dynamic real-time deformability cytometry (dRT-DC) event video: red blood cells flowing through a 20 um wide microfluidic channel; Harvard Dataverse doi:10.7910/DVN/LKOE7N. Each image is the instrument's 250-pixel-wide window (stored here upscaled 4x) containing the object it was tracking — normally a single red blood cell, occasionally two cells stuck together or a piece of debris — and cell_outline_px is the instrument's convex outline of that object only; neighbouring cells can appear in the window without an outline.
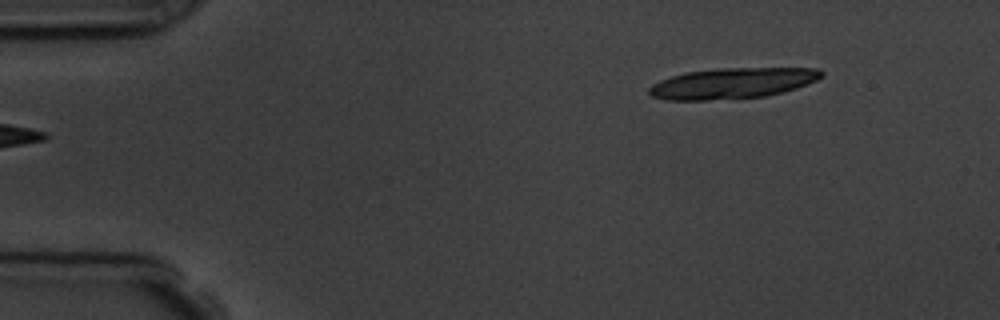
{"species": "common noctule bat (a hibernating species)", "species_latin": "Nyctalus noctula", "temperature_condition": "room temperature", "stored_images_in_passage": 7, "segment_of_instrument_passage": [2, 2], "camera_frame_rate_fps": 3000, "um_per_image_px": 0.085, "animal": {"sex": "male", "body_mass_g": 19.5, "forearm_length_mm": 54.6}, "frame": {"image": 1, "passage_image": 7, "time_ms": 7.667, "image_size_px": [1000, 320], "cell_outline_px": [[824, 76], [808, 84], [796, 88], [764, 96], [704, 100], [664, 100], [652, 96], [648, 92], [648, 88], [652, 84], [660, 80], [684, 72], [716, 68], [820, 68], [824, 72]], "centroid_in_image_um": [62.24, 7.06], "position_along_channel_um": 22.8, "area_um2": 30.87}}